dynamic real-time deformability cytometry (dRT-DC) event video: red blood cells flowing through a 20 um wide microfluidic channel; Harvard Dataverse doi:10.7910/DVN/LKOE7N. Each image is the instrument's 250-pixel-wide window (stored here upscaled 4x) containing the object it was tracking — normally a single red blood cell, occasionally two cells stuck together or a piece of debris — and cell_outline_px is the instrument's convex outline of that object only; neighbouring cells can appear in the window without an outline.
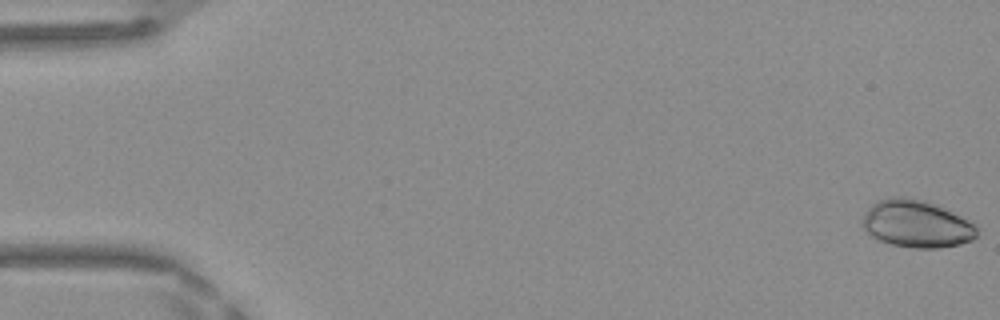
{"species": "Egyptian fruit bat (a non-hibernating species)", "species_latin": "Rousettus aegyptiacus", "temperature_condition": "warm", "stored_images_in_passage": 49, "camera_frame_rate_fps": 3000, "um_per_image_px": 0.085, "frame": {"image": 1, "passage_image": 1, "time_ms": 0.0, "image_size_px": [1000, 320], "cell_outline_px": [[976, 236], [972, 240], [960, 244], [940, 248], [912, 248], [892, 244], [880, 240], [872, 236], [860, 224], [868, 208], [876, 200], [888, 196], [904, 196], [924, 200], [936, 204], [952, 212], [972, 224], [976, 228]], "centroid_in_image_um": [77.85, 19.01], "position_along_channel_um": 7.1, "area_um2": 31.5}}
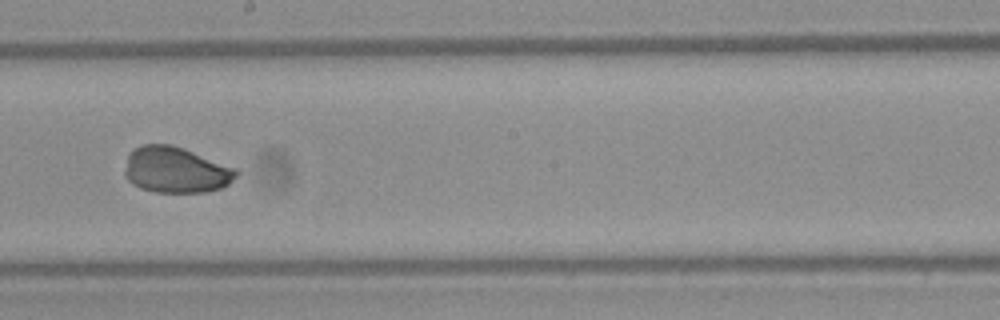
{"frame": {"image": 2, "passage_image": 28, "time_ms": 9.0, "image_size_px": [1000, 320], "cell_outline_px": [[240, 172], [228, 184], [220, 188], [204, 192], [156, 192], [140, 188], [132, 184], [124, 176], [124, 168], [128, 156], [132, 148], [144, 144], [172, 144], [184, 148], [236, 168]], "centroid_in_image_um": [14.91, 14.43], "position_along_channel_um": 233.3, "area_um2": 30.06}}
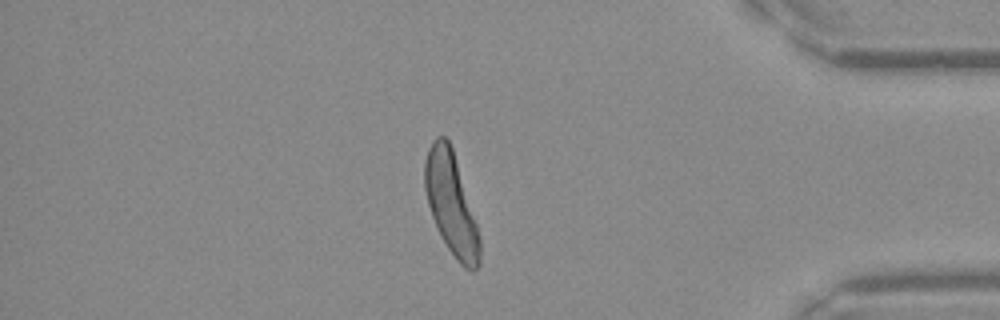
{"frame": {"image": 3, "passage_image": 42, "time_ms": 13.667, "image_size_px": [1000, 320], "cell_outline_px": [[480, 264], [472, 272], [464, 268], [456, 260], [448, 248], [432, 216], [428, 204], [424, 188], [424, 164], [428, 148], [432, 140], [436, 136], [444, 136], [448, 140], [452, 148], [480, 236]], "centroid_in_image_um": [38.34, 17.33], "position_along_channel_um": 396.9, "area_um2": 32.08}}